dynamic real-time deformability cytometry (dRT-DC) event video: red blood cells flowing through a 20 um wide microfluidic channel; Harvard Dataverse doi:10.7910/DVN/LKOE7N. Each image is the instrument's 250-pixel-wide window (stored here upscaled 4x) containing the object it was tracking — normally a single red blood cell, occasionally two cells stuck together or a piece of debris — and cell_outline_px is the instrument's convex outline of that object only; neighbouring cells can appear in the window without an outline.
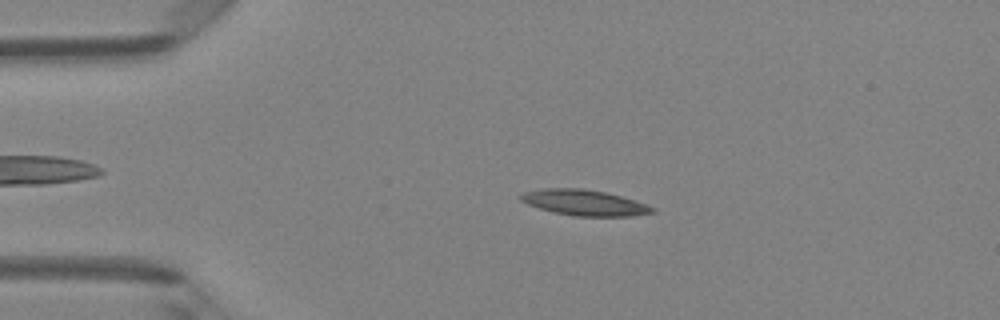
{"species": "Egyptian fruit bat (a non-hibernating species)", "species_latin": "Rousettus aegyptiacus", "temperature_condition": "room temperature", "stored_images_in_passage": 47, "camera_frame_rate_fps": 3000, "um_per_image_px": 0.085, "animal": {"sex": "female"}, "frame": {"image": 1, "passage_image": 9, "time_ms": 2.667, "image_size_px": [1000, 320], "cell_outline_px": [[656, 212], [632, 216], [572, 216], [540, 208], [528, 204], [520, 200], [516, 196], [524, 192], [544, 188], [584, 188], [604, 192], [636, 200], [656, 208]], "centroid_in_image_um": [49.68, 17.22], "position_along_channel_um": 35.3, "area_um2": 19.77}}
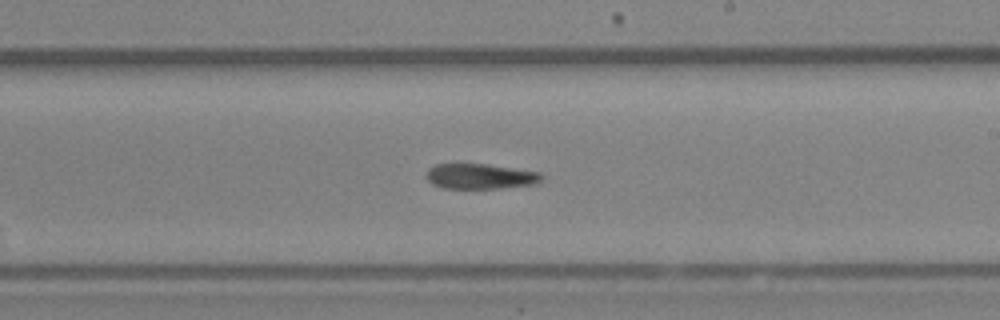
{"frame": {"image": 2, "passage_image": 27, "time_ms": 8.667, "image_size_px": [1000, 320], "cell_outline_px": [[544, 176], [536, 184], [500, 188], [444, 188], [432, 184], [428, 180], [428, 168], [436, 164], [488, 164], [540, 172]], "centroid_in_image_um": [40.85, 14.98], "position_along_channel_um": 248.2, "area_um2": 16.88}}
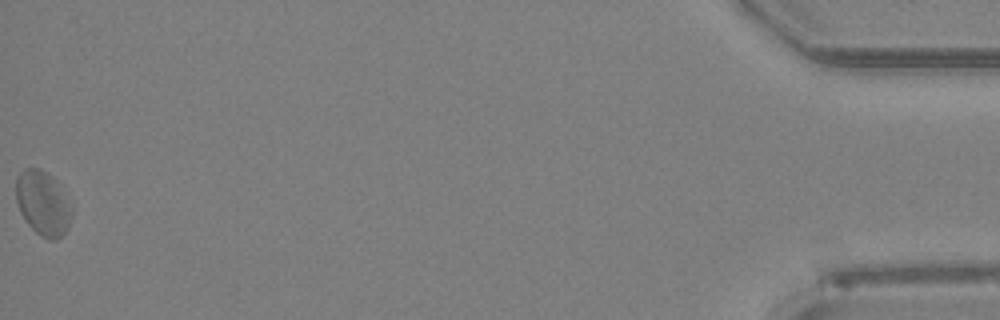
{"frame": {"image": 3, "passage_image": 47, "time_ms": 15.333, "image_size_px": [1000, 320], "cell_outline_px": [[72, 216], [64, 232], [56, 240], [48, 240], [40, 236], [28, 224], [20, 212], [16, 200], [16, 180], [20, 172], [24, 168], [40, 168], [52, 176], [56, 180], [72, 208]], "centroid_in_image_um": [3.63, 17.27], "position_along_channel_um": 431.6, "area_um2": 20.81}}